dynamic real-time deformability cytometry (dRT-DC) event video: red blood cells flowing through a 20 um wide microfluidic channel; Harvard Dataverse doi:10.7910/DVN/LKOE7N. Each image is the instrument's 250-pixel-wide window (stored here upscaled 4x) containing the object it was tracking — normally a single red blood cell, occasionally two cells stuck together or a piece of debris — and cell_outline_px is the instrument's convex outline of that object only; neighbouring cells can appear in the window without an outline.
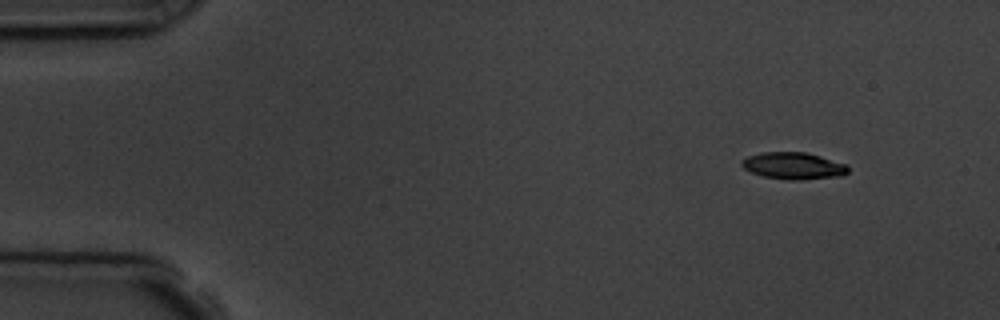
{"species": "common noctule bat (a hibernating species)", "species_latin": "Nyctalus noctula", "temperature_condition": "room temperature", "stored_images_in_passage": 5, "camera_frame_rate_fps": 3000, "um_per_image_px": 0.085, "animal": {"sex": "male", "body_mass_g": 19.5, "forearm_length_mm": 54.6}, "frame": {"image": 1, "passage_image": 1, "time_ms": 0.0, "image_size_px": [1000, 320], "cell_outline_px": [[848, 172], [844, 176], [800, 180], [788, 180], [764, 176], [752, 172], [744, 168], [740, 164], [748, 156], [764, 152], [804, 152], [820, 156], [848, 164]], "centroid_in_image_um": [67.5, 14.1], "position_along_channel_um": 17.5, "area_um2": 16.65}}
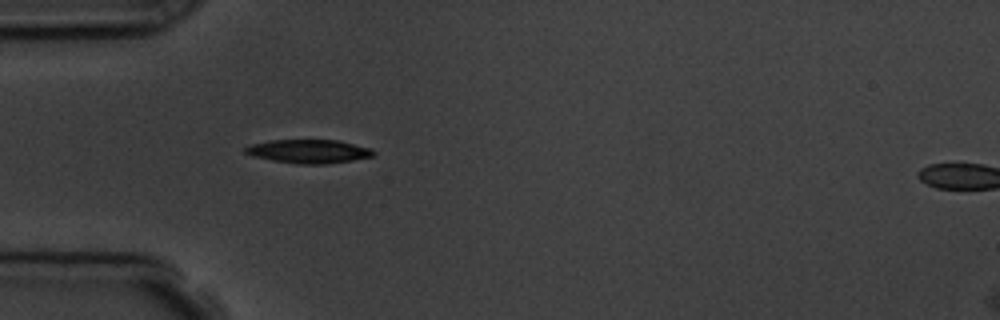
{"frame": {"image": 2, "passage_image": 4, "time_ms": 3.667, "image_size_px": [1000, 320], "cell_outline_px": [[376, 152], [372, 156], [352, 160], [324, 164], [296, 164], [272, 160], [252, 156], [244, 152], [244, 148], [252, 144], [268, 140], [340, 140], [372, 148]], "centroid_in_image_um": [26.25, 12.86], "position_along_channel_um": 58.8, "area_um2": 17.74}}